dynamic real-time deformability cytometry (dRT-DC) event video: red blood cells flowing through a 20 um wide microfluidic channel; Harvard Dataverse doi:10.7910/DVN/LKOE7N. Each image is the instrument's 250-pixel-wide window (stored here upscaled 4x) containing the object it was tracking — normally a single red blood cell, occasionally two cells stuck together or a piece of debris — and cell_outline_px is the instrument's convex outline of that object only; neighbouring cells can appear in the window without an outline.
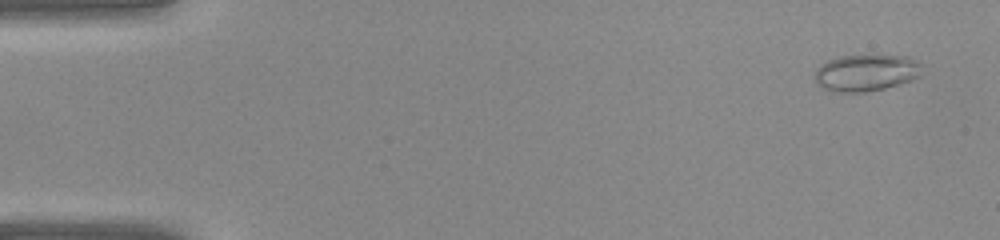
{"species": "common noctule bat (a hibernating species)", "species_latin": "Nyctalus noctula", "temperature_condition": "warm", "stored_images_in_passage": 9, "camera_frame_rate_fps": 3000, "um_per_image_px": 0.085, "animal": {"sex": "female", "body_mass_g": 22.0, "forearm_length_mm": 56.7}, "frame": {"image": 1, "passage_image": 2, "time_ms": 0.333, "image_size_px": [1000, 240], "cell_outline_px": [[920, 76], [884, 88], [864, 92], [836, 92], [824, 88], [816, 84], [816, 68], [820, 64], [828, 60], [840, 56], [908, 56], [916, 60], [920, 64]], "centroid_in_image_um": [73.57, 6.18], "position_along_channel_um": 11.4, "area_um2": 22.54}}